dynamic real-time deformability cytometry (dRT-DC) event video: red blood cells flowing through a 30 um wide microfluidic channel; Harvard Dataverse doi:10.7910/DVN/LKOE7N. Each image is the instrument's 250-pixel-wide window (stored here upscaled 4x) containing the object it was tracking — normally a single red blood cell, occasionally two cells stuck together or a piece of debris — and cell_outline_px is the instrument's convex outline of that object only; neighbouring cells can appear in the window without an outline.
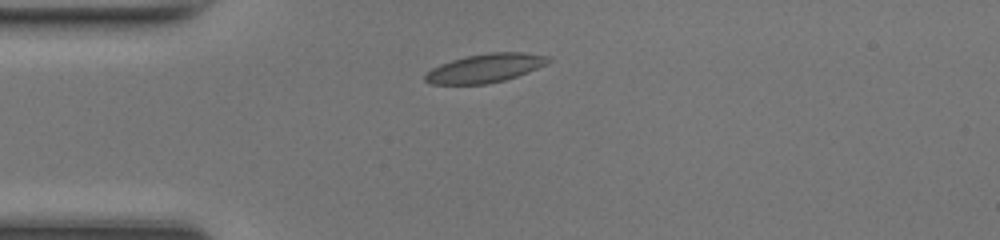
{"species": "common noctule bat (a hibernating species)", "species_latin": "Nyctalus noctula", "temperature_condition": "room temperature", "stored_images_in_passage": 37, "camera_frame_rate_fps": 3000, "um_per_image_px": 0.085, "animal": {"sex": "female", "body_mass_g": 17.0, "forearm_length_mm": 48.0}, "frame": {"image": 1, "passage_image": 1, "time_ms": 0.0, "image_size_px": [1000, 240], "cell_outline_px": [[552, 60], [528, 72], [504, 80], [488, 84], [432, 84], [424, 80], [424, 76], [432, 68], [440, 64], [452, 60], [468, 56], [488, 52], [524, 52], [548, 56]], "centroid_in_image_um": [41.23, 5.79], "position_along_channel_um": 43.8, "area_um2": 20.4}}
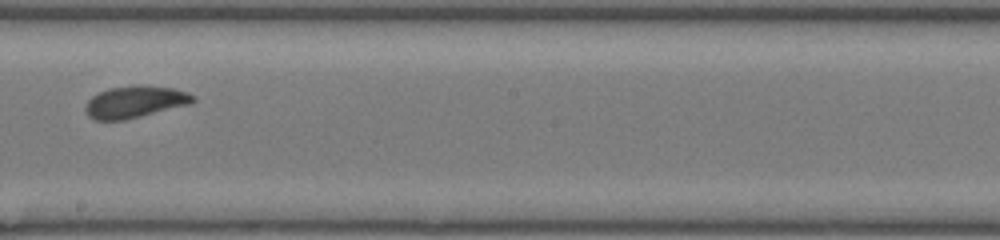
{"frame": {"image": 2, "passage_image": 16, "time_ms": 5.0, "image_size_px": [1000, 240], "cell_outline_px": [[196, 100], [192, 104], [124, 120], [92, 120], [84, 112], [84, 108], [88, 100], [92, 96], [108, 88], [172, 88], [188, 92], [196, 96]], "centroid_in_image_um": [11.46, 8.72], "position_along_channel_um": 236.7, "area_um2": 19.42}}
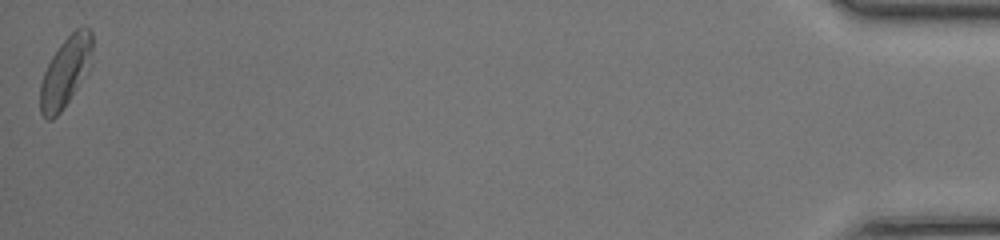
{"frame": {"image": 3, "passage_image": 37, "time_ms": 12.0, "image_size_px": [1000, 240], "cell_outline_px": [[92, 48], [72, 92], [68, 100], [60, 112], [52, 120], [48, 120], [40, 112], [40, 84], [44, 72], [52, 56], [60, 44], [76, 28], [84, 24], [92, 32]], "centroid_in_image_um": [5.47, 6.07], "position_along_channel_um": 429.7, "area_um2": 19.77}, "authors_computed_cell_mechanics": {"area_um2": 19.8832, "velocity_mm_per_s": 4.2481, "shape_relaxation_time_tau1_ms": 3.1084, "shape_relaxation_time_tau2_ms": 1.776, "deformation_change_tau1": 0.1095, "deformation_change_tau2": 0.0606}}